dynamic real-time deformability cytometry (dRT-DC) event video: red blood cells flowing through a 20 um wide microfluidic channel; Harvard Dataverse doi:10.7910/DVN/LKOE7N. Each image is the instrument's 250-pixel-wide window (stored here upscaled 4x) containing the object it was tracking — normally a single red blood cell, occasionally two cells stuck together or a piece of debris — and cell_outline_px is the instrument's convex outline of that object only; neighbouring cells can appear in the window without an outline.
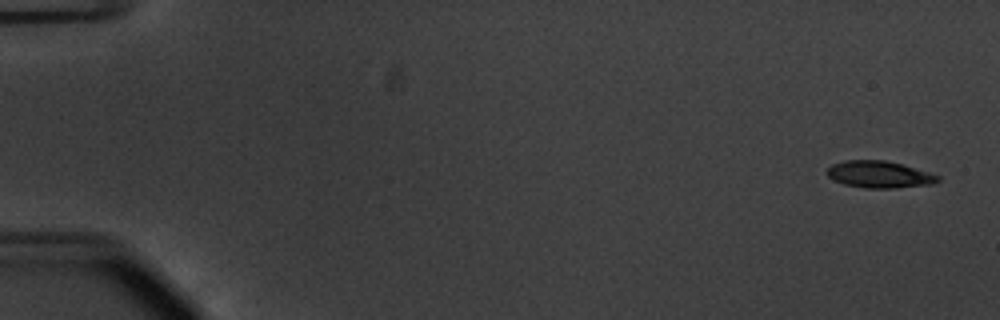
{"species": "common noctule bat (a hibernating species)", "species_latin": "Nyctalus noctula", "temperature_condition": "warm", "stored_images_in_passage": 18, "camera_frame_rate_fps": 3000, "um_per_image_px": 0.085, "animal": {"sex": "male", "body_mass_g": 20.1, "forearm_length_mm": 53.5}, "frame": {"image": 1, "passage_image": 3, "time_ms": 0.667, "image_size_px": [1000, 320], "cell_outline_px": [[940, 180], [932, 184], [896, 188], [864, 188], [844, 184], [828, 176], [824, 172], [832, 164], [844, 160], [884, 160], [900, 164], [928, 172], [940, 176]], "centroid_in_image_um": [74.72, 14.83], "position_along_channel_um": 10.3, "area_um2": 17.28}}